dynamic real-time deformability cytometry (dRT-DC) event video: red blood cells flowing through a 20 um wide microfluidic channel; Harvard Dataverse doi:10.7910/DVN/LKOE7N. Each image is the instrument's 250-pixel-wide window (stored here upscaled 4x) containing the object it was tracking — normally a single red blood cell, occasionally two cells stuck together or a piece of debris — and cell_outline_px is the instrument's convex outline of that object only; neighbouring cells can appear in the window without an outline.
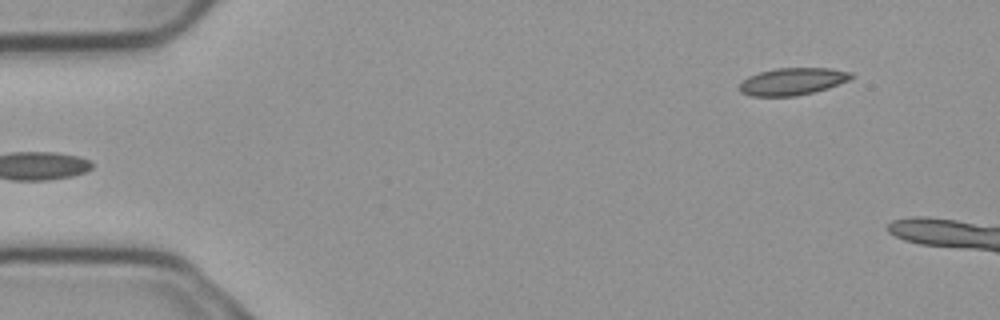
{"species": "common noctule bat (a hibernating species)", "species_latin": "Nyctalus noctula", "temperature_condition": "cold", "stored_images_in_passage": 5, "segment_of_instrument_passage": [2, 2], "camera_frame_rate_fps": 3000, "um_per_image_px": 0.085, "animal": {"sex": "male", "body_mass_g": 23.1, "forearm_length_mm": 52.7}, "frame": {"image": 1, "passage_image": 5, "time_ms": 1.333, "image_size_px": [1000, 320], "cell_outline_px": [[852, 76], [848, 80], [828, 88], [812, 92], [792, 96], [752, 96], [740, 92], [740, 80], [748, 76], [760, 72], [776, 68], [828, 68], [852, 72]], "centroid_in_image_um": [67.32, 6.92], "position_along_channel_um": 17.7, "area_um2": 17.57}}